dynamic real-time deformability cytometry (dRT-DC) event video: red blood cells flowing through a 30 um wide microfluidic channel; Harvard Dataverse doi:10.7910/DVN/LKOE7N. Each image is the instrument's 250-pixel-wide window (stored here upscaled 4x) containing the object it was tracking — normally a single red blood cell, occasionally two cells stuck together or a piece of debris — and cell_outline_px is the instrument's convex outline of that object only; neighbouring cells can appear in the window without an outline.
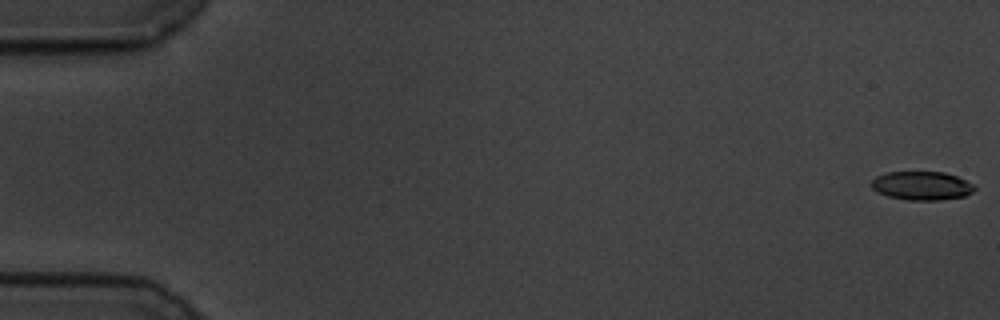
{"species": "common noctule bat (a hibernating species)", "species_latin": "Nyctalus noctula", "temperature_condition": "cold", "stored_images_in_passage": 58, "camera_frame_rate_fps": 3000, "um_per_image_px": 0.085, "animal": {"sex": "male", "body_mass_g": 19.5, "forearm_length_mm": 54.6}, "frame": {"image": 1, "passage_image": 1, "time_ms": 0.0, "image_size_px": [1000, 320], "cell_outline_px": [[976, 188], [972, 192], [964, 196], [940, 200], [908, 200], [888, 196], [872, 188], [872, 180], [876, 176], [888, 172], [944, 172], [956, 176], [972, 184]], "centroid_in_image_um": [78.35, 15.78], "position_along_channel_um": 6.6, "area_um2": 16.99}}
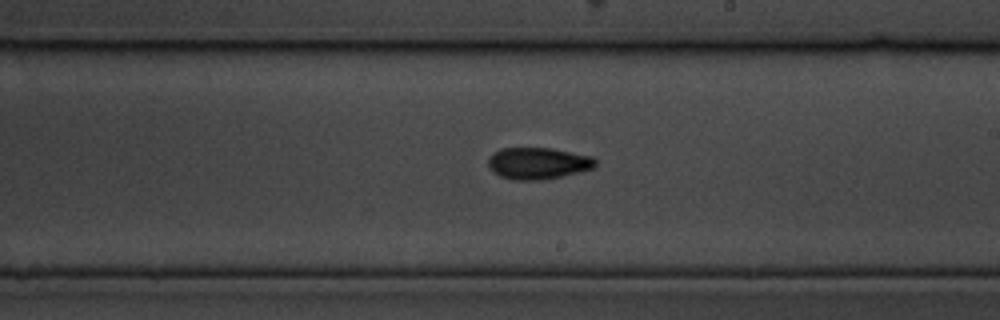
{"frame": {"image": 2, "passage_image": 34, "time_ms": 11.0, "image_size_px": [1000, 320], "cell_outline_px": [[596, 168], [564, 176], [544, 180], [512, 180], [500, 176], [492, 172], [488, 164], [488, 160], [492, 152], [500, 148], [552, 148], [592, 156], [596, 160]], "centroid_in_image_um": [45.74, 13.88], "position_along_channel_um": 243.3, "area_um2": 20.17}}
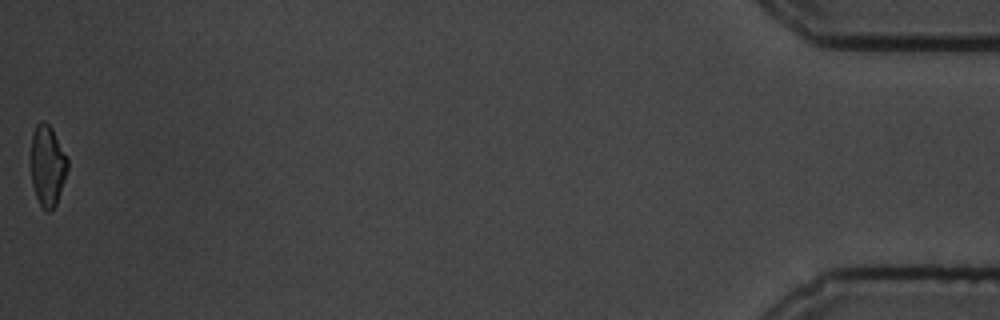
{"frame": {"image": 3, "passage_image": 58, "time_ms": 19.0, "image_size_px": [1000, 320], "cell_outline_px": [[68, 168], [56, 204], [48, 212], [40, 204], [36, 196], [32, 184], [32, 132], [36, 124], [40, 120], [44, 120], [52, 128], [68, 160]], "centroid_in_image_um": [4.04, 14.04], "position_along_channel_um": 431.2, "area_um2": 16.94}, "authors_computed_cell_mechanics": {"area_um2": 18.8428, "velocity_mm_per_s": 3.5193, "shape_relaxation_time_tau1_ms": 4.4676, "shape_relaxation_time_tau2_ms": 2.9883, "deformation_change_tau1": 0.1261, "deformation_change_tau2": 0.0901}}